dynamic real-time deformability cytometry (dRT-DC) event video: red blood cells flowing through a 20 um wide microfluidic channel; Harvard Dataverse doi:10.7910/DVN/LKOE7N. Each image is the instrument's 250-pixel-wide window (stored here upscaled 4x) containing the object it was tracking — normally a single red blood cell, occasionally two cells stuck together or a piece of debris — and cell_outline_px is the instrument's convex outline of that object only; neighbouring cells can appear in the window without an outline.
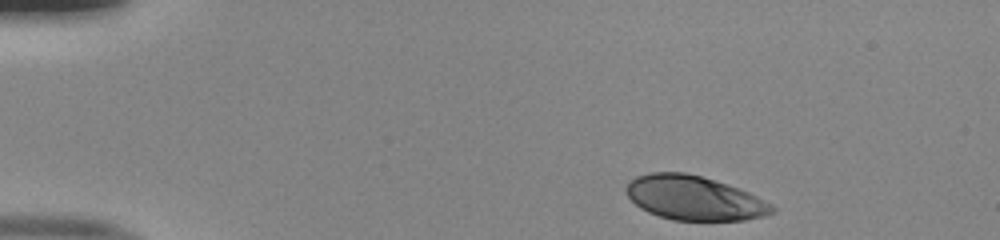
{"species": "human", "species_latin": "Homo sapiens", "temperature_condition": "room temperature", "stored_images_in_passage": 44, "camera_frame_rate_fps": 3000, "um_per_image_px": 0.085, "donor": {"sex": "male"}, "frame": {"image": 1, "passage_image": 1, "time_ms": 0.0, "image_size_px": [1000, 240], "cell_outline_px": [[776, 212], [764, 216], [744, 220], [672, 220], [648, 212], [640, 208], [628, 196], [624, 188], [628, 180], [636, 176], [648, 172], [684, 172], [700, 176], [728, 184], [740, 188], [772, 204], [776, 208]], "centroid_in_image_um": [58.99, 16.82], "position_along_channel_um": 26.0, "area_um2": 37.8}}
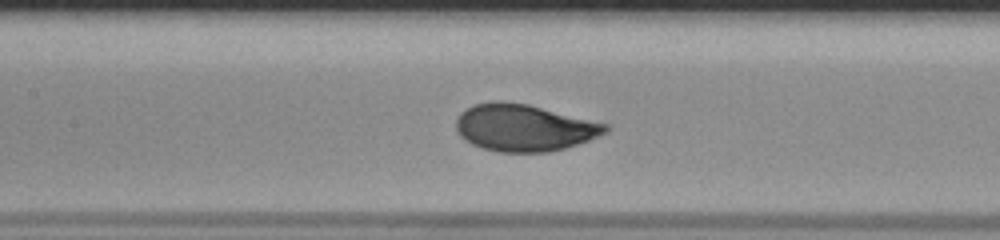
{"frame": {"image": 2, "passage_image": 18, "time_ms": 5.667, "image_size_px": [1000, 240], "cell_outline_px": [[612, 128], [608, 132], [588, 140], [564, 148], [548, 152], [500, 152], [484, 148], [472, 144], [464, 140], [456, 132], [456, 120], [460, 112], [472, 104], [492, 100], [504, 100], [528, 104], [608, 124]], "centroid_in_image_um": [44.52, 10.83], "position_along_channel_um": 162.9, "area_um2": 41.15}}
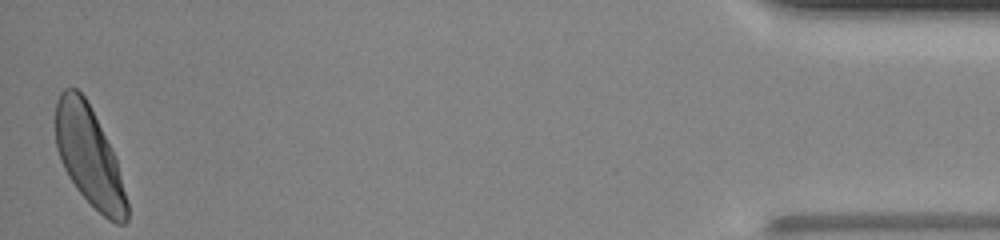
{"frame": {"image": 3, "passage_image": 44, "time_ms": 14.333, "image_size_px": [1000, 240], "cell_outline_px": [[128, 220], [124, 224], [116, 224], [108, 220], [76, 188], [68, 176], [60, 160], [56, 148], [56, 100], [60, 92], [64, 88], [76, 88], [84, 96], [116, 160], [128, 204]], "centroid_in_image_um": [7.56, 13.31], "position_along_channel_um": 427.6, "area_um2": 40.34}, "authors_computed_cell_mechanics": {"area_um2": 40.2866, "velocity_mm_per_s": 4.0009, "shape_relaxation_time_tau1_ms": 1.8675, "shape_relaxation_time_tau2_ms": null, "deformation_change_tau1": 0.1429, "deformation_change_tau2": null}}